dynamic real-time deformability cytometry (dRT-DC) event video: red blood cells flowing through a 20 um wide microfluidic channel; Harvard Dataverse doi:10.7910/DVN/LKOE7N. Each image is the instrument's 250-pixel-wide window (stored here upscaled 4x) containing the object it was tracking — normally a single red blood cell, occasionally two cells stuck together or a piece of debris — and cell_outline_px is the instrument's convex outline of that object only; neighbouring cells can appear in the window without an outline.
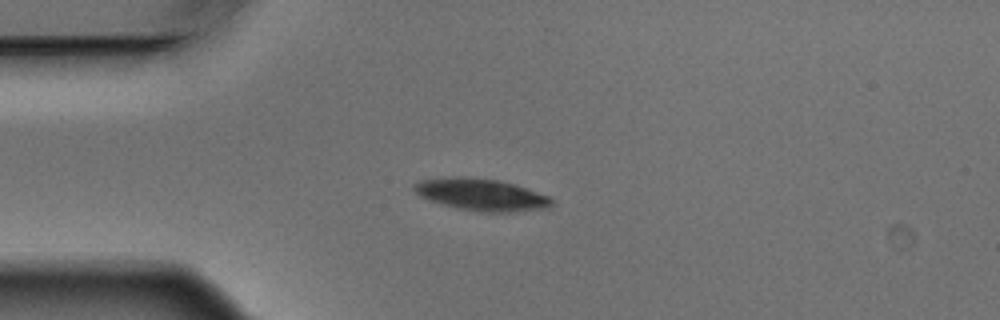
{"species": "Egyptian fruit bat (a non-hibernating species)", "species_latin": "Rousettus aegyptiacus", "temperature_condition": "warm", "stored_images_in_passage": 7, "camera_frame_rate_fps": 3000, "um_per_image_px": 0.085, "animal": {"sex": "male"}, "frame": {"image": 1, "passage_image": 1, "time_ms": 0.0, "image_size_px": [1000, 320], "cell_outline_px": [[552, 204], [548, 208], [516, 212], [476, 212], [456, 208], [428, 200], [420, 196], [412, 188], [412, 184], [420, 180], [452, 176], [496, 180], [516, 184], [552, 196]], "centroid_in_image_um": [40.93, 16.55], "position_along_channel_um": 44.1, "area_um2": 25.95}}
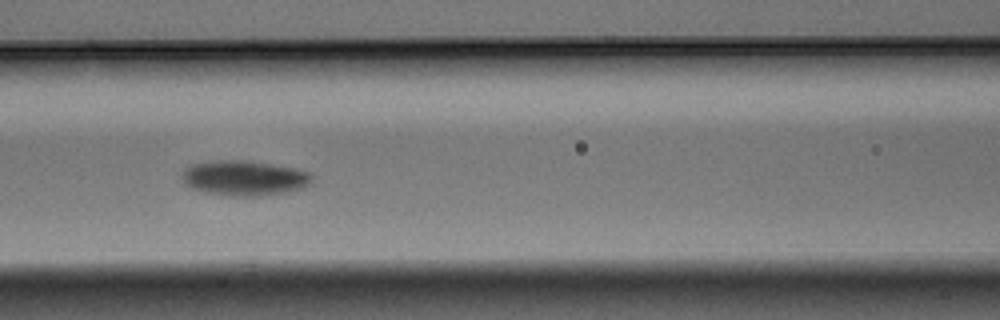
{"frame": {"image": 2, "passage_image": 4, "time_ms": 1.0, "image_size_px": [1000, 320], "cell_outline_px": [[312, 180], [304, 188], [288, 192], [260, 196], [228, 196], [204, 192], [192, 188], [184, 184], [180, 176], [184, 168], [192, 164], [216, 160], [244, 160], [272, 164], [292, 168], [308, 172], [312, 176]], "centroid_in_image_um": [20.72, 15.14], "position_along_channel_um": 145.9, "area_um2": 26.76}}
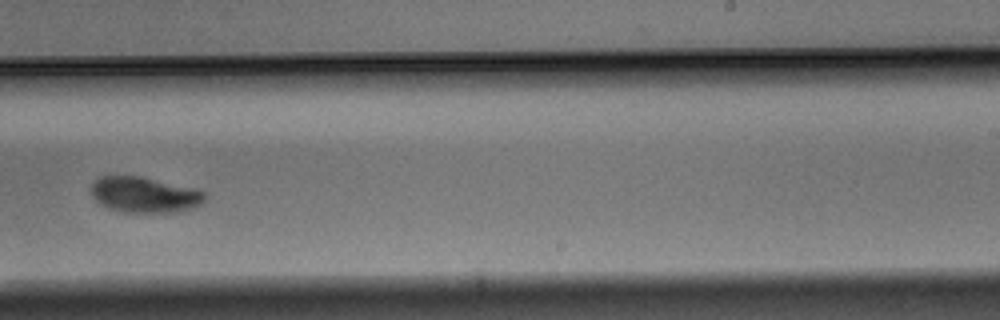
{"frame": {"image": 3, "passage_image": 7, "time_ms": 2.0, "image_size_px": [1000, 320], "cell_outline_px": [[208, 192], [204, 200], [200, 204], [192, 208], [172, 212], [124, 212], [108, 208], [96, 200], [92, 196], [92, 184], [100, 176], [140, 176], [200, 188]], "centroid_in_image_um": [12.35, 16.54], "position_along_channel_um": 276.6, "area_um2": 23.81}}